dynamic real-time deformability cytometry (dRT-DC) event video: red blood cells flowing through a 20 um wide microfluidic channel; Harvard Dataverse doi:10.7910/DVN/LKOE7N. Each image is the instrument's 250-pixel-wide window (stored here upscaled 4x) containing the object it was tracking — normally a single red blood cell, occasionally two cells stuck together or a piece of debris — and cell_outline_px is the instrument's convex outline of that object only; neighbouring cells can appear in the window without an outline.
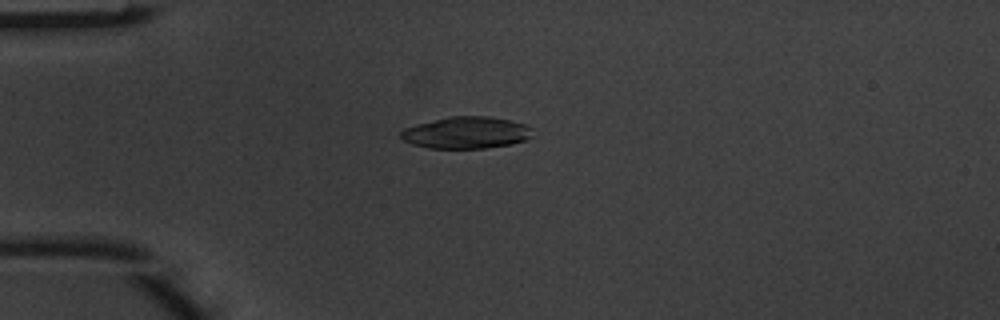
{"species": "common noctule bat (a hibernating species)", "species_latin": "Nyctalus noctula", "temperature_condition": "warm", "stored_images_in_passage": 4, "camera_frame_rate_fps": 3000, "um_per_image_px": 0.085, "animal": {"sex": "male", "body_mass_g": 20.1, "forearm_length_mm": 53.5}, "frame": {"image": 1, "passage_image": 4, "time_ms": 1.0, "image_size_px": [1000, 320], "cell_outline_px": [[532, 136], [528, 140], [512, 144], [484, 148], [428, 148], [412, 144], [404, 140], [400, 136], [400, 132], [404, 128], [416, 124], [448, 116], [488, 116], [508, 120], [524, 124], [532, 128]], "centroid_in_image_um": [39.64, 11.28], "position_along_channel_um": 45.4, "area_um2": 24.51}}